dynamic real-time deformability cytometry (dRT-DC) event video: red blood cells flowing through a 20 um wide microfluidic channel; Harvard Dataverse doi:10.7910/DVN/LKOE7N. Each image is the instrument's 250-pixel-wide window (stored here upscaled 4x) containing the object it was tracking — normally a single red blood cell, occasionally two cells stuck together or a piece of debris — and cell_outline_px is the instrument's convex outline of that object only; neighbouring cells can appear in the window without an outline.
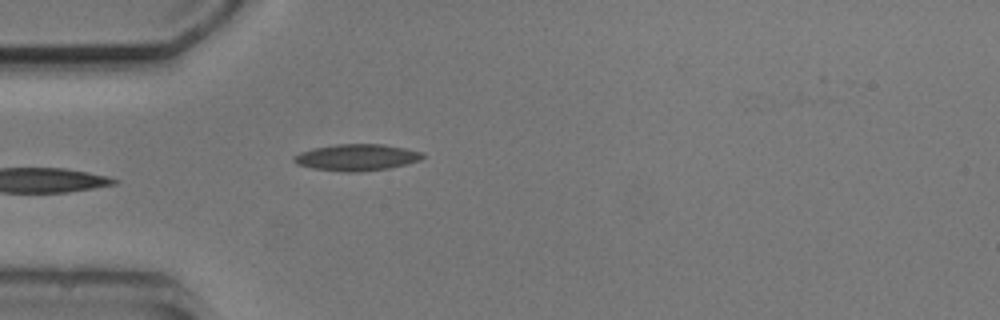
{"species": "common noctule bat (a hibernating species)", "species_latin": "Nyctalus noctula", "temperature_condition": "cold", "stored_images_in_passage": 5, "camera_frame_rate_fps": 3000, "um_per_image_px": 0.085, "animal": {"sex": "male", "body_mass_g": 20.5, "forearm_length_mm": 52.5}, "frame": {"image": 1, "passage_image": 5, "time_ms": 4.667, "image_size_px": [1000, 320], "cell_outline_px": [[424, 156], [420, 160], [388, 168], [356, 172], [344, 172], [312, 168], [296, 164], [292, 160], [292, 156], [300, 152], [312, 148], [336, 144], [384, 144], [424, 152]], "centroid_in_image_um": [30.28, 13.37], "position_along_channel_um": 54.7, "area_um2": 19.94}}